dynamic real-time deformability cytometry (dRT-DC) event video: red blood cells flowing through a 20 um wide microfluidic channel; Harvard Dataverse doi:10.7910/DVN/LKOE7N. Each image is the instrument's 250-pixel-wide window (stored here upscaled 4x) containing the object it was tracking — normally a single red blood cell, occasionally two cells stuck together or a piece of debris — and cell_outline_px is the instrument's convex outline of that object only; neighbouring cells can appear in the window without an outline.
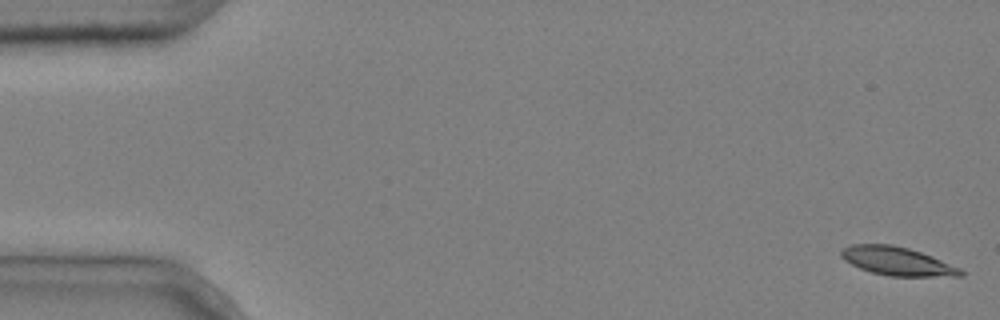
{"species": "common noctule bat (a hibernating species)", "species_latin": "Nyctalus noctula", "temperature_condition": "cold", "stored_images_in_passage": 5, "camera_frame_rate_fps": 3000, "um_per_image_px": 0.085, "animal": {"sex": "male", "body_mass_g": 20.4}, "frame": {"image": 1, "passage_image": 1, "time_ms": 0.0, "image_size_px": [1000, 320], "cell_outline_px": [[964, 276], [888, 276], [872, 272], [860, 268], [844, 260], [840, 256], [840, 248], [852, 244], [892, 244], [908, 248], [932, 256], [960, 268], [964, 272]], "centroid_in_image_um": [76.23, 22.19], "position_along_channel_um": 8.8, "area_um2": 19.83}}
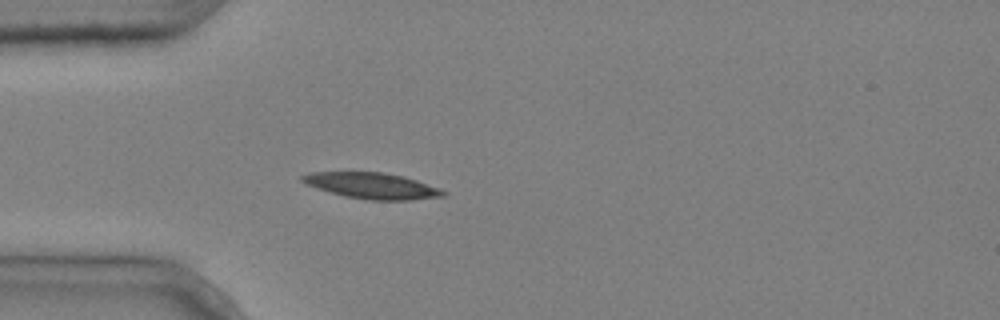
{"frame": {"image": 2, "passage_image": 5, "time_ms": 1.333, "image_size_px": [1000, 320], "cell_outline_px": [[448, 196], [412, 200], [368, 200], [344, 196], [316, 188], [300, 180], [300, 176], [308, 172], [380, 172], [404, 176], [440, 188], [448, 192]], "centroid_in_image_um": [31.66, 15.79], "position_along_channel_um": 53.3, "area_um2": 21.5}}